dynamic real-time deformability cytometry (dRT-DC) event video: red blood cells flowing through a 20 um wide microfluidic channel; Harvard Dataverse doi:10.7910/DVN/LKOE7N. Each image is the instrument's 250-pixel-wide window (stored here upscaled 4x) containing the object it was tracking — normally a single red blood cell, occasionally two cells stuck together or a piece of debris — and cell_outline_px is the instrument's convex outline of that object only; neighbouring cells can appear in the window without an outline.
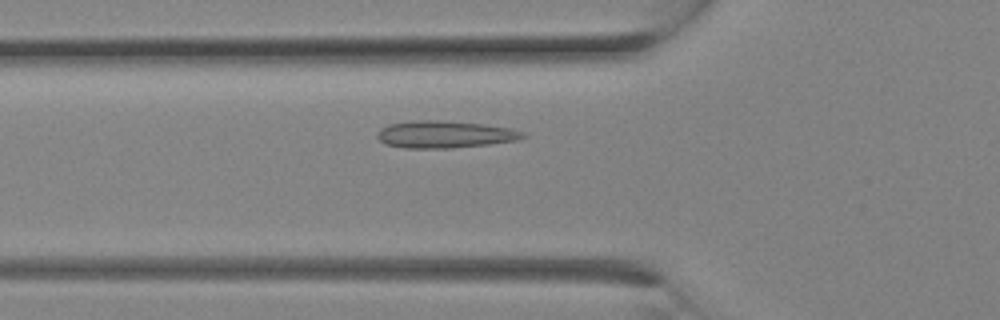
{"species": "Egyptian fruit bat (a non-hibernating species)", "species_latin": "Rousettus aegyptiacus", "temperature_condition": "room temperature", "stored_images_in_passage": 9, "camera_frame_rate_fps": 3000, "um_per_image_px": 0.085, "animal": {"sex": "female"}, "frame": {"image": 1, "passage_image": 7, "time_ms": 2.0, "image_size_px": [1000, 320], "cell_outline_px": [[528, 136], [516, 140], [488, 144], [452, 148], [404, 148], [384, 144], [376, 136], [376, 132], [380, 128], [388, 124], [412, 120], [440, 120], [484, 124], [508, 128], [524, 132]], "centroid_in_image_um": [37.75, 11.42], "position_along_channel_um": 88.1, "area_um2": 23.18}}
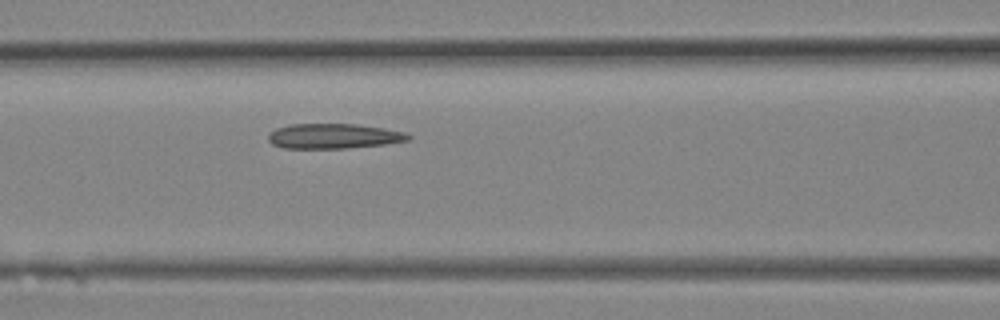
{"frame": {"image": 2, "passage_image": 9, "time_ms": 2.667, "image_size_px": [1000, 320], "cell_outline_px": [[412, 136], [408, 140], [384, 144], [348, 148], [280, 148], [272, 144], [268, 140], [268, 136], [276, 128], [288, 124], [360, 124], [384, 128], [404, 132]], "centroid_in_image_um": [28.34, 11.57], "position_along_channel_um": 138.3, "area_um2": 20.4}}